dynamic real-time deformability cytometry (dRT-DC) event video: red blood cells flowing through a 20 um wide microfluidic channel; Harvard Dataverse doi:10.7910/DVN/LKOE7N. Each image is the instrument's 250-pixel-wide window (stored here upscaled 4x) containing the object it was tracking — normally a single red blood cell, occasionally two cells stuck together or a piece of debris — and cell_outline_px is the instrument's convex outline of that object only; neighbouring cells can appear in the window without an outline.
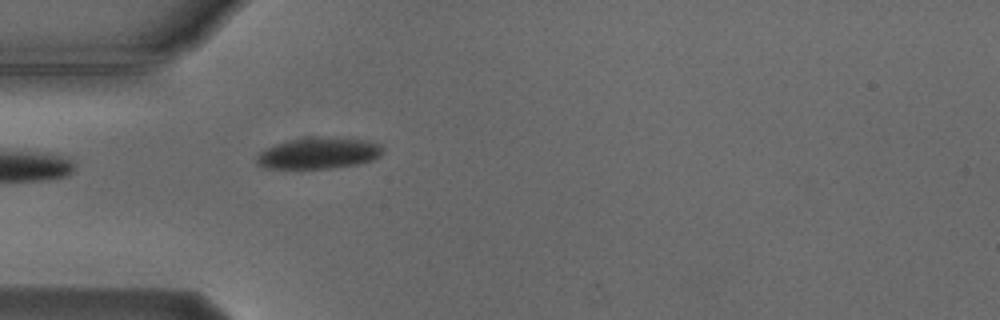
{"species": "Egyptian fruit bat (a non-hibernating species)", "species_latin": "Rousettus aegyptiacus", "temperature_condition": "cold", "stored_images_in_passage": 5, "camera_frame_rate_fps": 3000, "um_per_image_px": 0.085, "animal": {"sex": "male"}, "frame": {"image": 1, "passage_image": 5, "time_ms": 4.667, "image_size_px": [1000, 320], "cell_outline_px": [[384, 148], [380, 156], [372, 160], [356, 164], [332, 168], [264, 168], [256, 164], [256, 156], [264, 148], [288, 140], [304, 136], [336, 136], [368, 140], [380, 144]], "centroid_in_image_um": [27.08, 12.98], "position_along_channel_um": 57.9, "area_um2": 23.58}}